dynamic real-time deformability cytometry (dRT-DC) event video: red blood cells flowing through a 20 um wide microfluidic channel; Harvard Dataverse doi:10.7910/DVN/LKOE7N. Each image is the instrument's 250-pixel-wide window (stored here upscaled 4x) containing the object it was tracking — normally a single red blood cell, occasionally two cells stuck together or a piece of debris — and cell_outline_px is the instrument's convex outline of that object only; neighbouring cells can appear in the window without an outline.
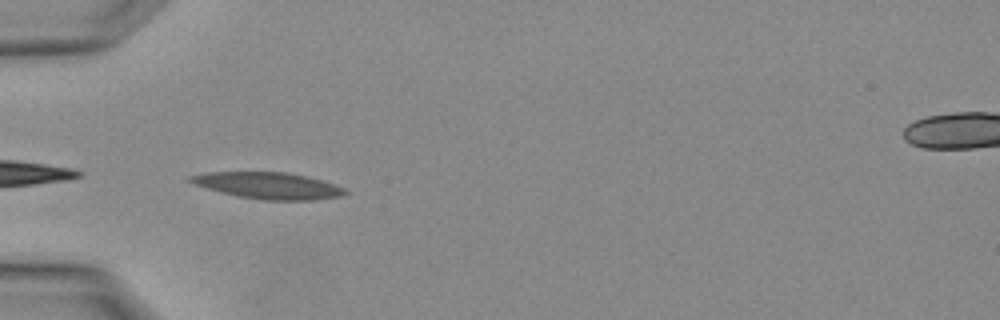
{"species": "Egyptian fruit bat (a non-hibernating species)", "species_latin": "Rousettus aegyptiacus", "temperature_condition": "warm", "stored_images_in_passage": 1, "camera_frame_rate_fps": 3000, "um_per_image_px": 0.085, "animal": {"sex": "female"}, "frame": {"image": 1, "passage_image": 1, "time_ms": 0.0, "image_size_px": [1000, 320], "cell_outline_px": [[348, 192], [340, 196], [312, 200], [264, 200], [236, 196], [220, 192], [192, 184], [184, 180], [188, 176], [208, 172], [288, 172], [308, 176], [344, 188]], "centroid_in_image_um": [22.72, 15.77], "position_along_channel_um": 62.3, "area_um2": 23.99}}